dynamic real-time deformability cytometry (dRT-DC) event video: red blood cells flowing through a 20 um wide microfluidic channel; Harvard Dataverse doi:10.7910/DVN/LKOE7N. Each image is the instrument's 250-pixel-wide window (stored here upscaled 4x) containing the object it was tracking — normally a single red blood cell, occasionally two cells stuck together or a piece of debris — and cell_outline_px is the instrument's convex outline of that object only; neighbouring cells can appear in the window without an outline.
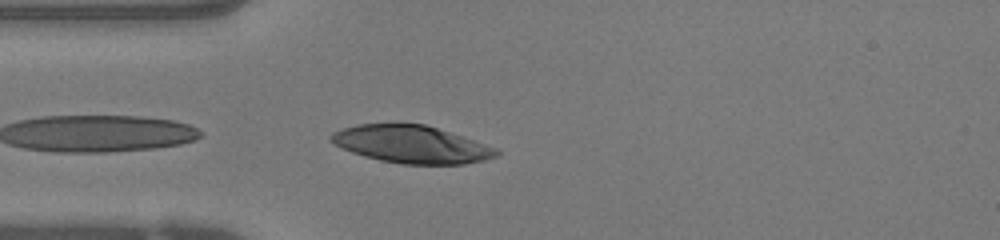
{"species": "human", "species_latin": "Homo sapiens", "temperature_condition": "warm", "stored_images_in_passage": 11, "camera_frame_rate_fps": 3000, "um_per_image_px": 0.085, "donor": {"sex": "female"}, "frame": {"image": 1, "passage_image": 1, "time_ms": 0.0, "image_size_px": [1000, 240], "cell_outline_px": [[500, 152], [496, 156], [484, 160], [464, 164], [400, 164], [380, 160], [364, 156], [352, 152], [336, 144], [328, 136], [332, 132], [356, 124], [424, 124], [496, 148]], "centroid_in_image_um": [34.95, 12.28], "position_along_channel_um": 50.1, "area_um2": 35.55}}
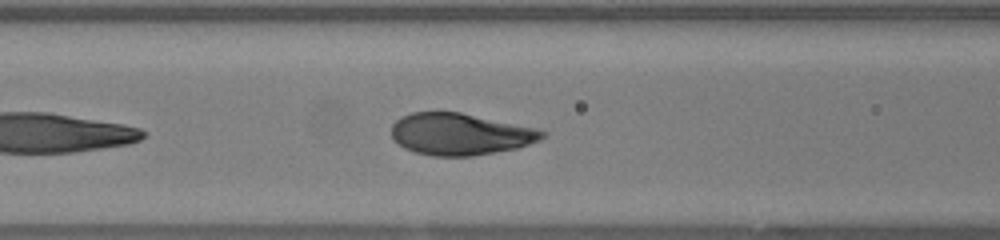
{"frame": {"image": 2, "passage_image": 7, "time_ms": 2.0, "image_size_px": [1000, 240], "cell_outline_px": [[548, 132], [540, 140], [516, 148], [472, 156], [432, 156], [416, 152], [404, 148], [392, 140], [392, 124], [400, 116], [412, 112], [460, 112], [536, 128]], "centroid_in_image_um": [39.08, 11.4], "position_along_channel_um": 127.5, "area_um2": 36.7}}
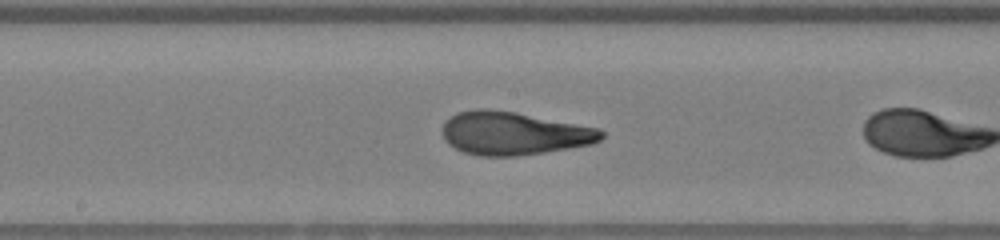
{"frame": {"image": 3, "passage_image": 10, "time_ms": 3.0, "image_size_px": [1000, 240], "cell_outline_px": [[604, 136], [600, 140], [592, 144], [544, 152], [516, 156], [480, 156], [464, 152], [448, 144], [444, 140], [444, 120], [456, 112], [476, 108], [484, 108], [516, 112], [600, 128], [604, 132]], "centroid_in_image_um": [43.66, 11.32], "position_along_channel_um": 204.5, "area_um2": 40.06}}